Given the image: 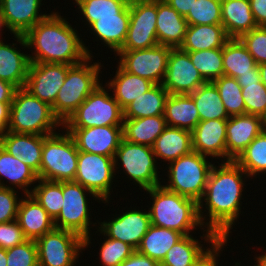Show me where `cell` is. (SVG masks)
<instances>
[{"mask_svg": "<svg viewBox=\"0 0 266 266\" xmlns=\"http://www.w3.org/2000/svg\"><path fill=\"white\" fill-rule=\"evenodd\" d=\"M2 28H3V29H2ZM4 28H6L5 31H6V30L9 31V30H8V27H7V25H6V22H5L4 16H3L2 12H1V9H0V37L3 36L2 31L4 30ZM1 39H3V37H1L0 40H1Z\"/></svg>", "mask_w": 266, "mask_h": 266, "instance_id": "6125c7cd", "label": "cell"}, {"mask_svg": "<svg viewBox=\"0 0 266 266\" xmlns=\"http://www.w3.org/2000/svg\"><path fill=\"white\" fill-rule=\"evenodd\" d=\"M93 58L95 57L89 56L83 62L68 68L66 79L51 106L62 124L102 83L100 80L103 76L100 75L104 65L99 60L92 64Z\"/></svg>", "mask_w": 266, "mask_h": 266, "instance_id": "277c9868", "label": "cell"}, {"mask_svg": "<svg viewBox=\"0 0 266 266\" xmlns=\"http://www.w3.org/2000/svg\"><path fill=\"white\" fill-rule=\"evenodd\" d=\"M97 231L95 234L99 232V235L104 236L103 243L101 242L99 248V262L101 266H119L124 260L130 257L136 249L129 245L128 243L122 242L120 240H116L113 238H108L99 228L98 225L95 228Z\"/></svg>", "mask_w": 266, "mask_h": 266, "instance_id": "ee69618b", "label": "cell"}, {"mask_svg": "<svg viewBox=\"0 0 266 266\" xmlns=\"http://www.w3.org/2000/svg\"><path fill=\"white\" fill-rule=\"evenodd\" d=\"M115 76L105 82L112 95L124 110L128 104L146 93L155 84L146 78L125 71L119 64Z\"/></svg>", "mask_w": 266, "mask_h": 266, "instance_id": "4dcf8cb0", "label": "cell"}, {"mask_svg": "<svg viewBox=\"0 0 266 266\" xmlns=\"http://www.w3.org/2000/svg\"><path fill=\"white\" fill-rule=\"evenodd\" d=\"M219 91V95L229 117L246 114L241 86L237 79L221 76L212 81Z\"/></svg>", "mask_w": 266, "mask_h": 266, "instance_id": "b9f144b4", "label": "cell"}, {"mask_svg": "<svg viewBox=\"0 0 266 266\" xmlns=\"http://www.w3.org/2000/svg\"><path fill=\"white\" fill-rule=\"evenodd\" d=\"M27 240L16 220L0 223V248L7 250Z\"/></svg>", "mask_w": 266, "mask_h": 266, "instance_id": "f907efd6", "label": "cell"}, {"mask_svg": "<svg viewBox=\"0 0 266 266\" xmlns=\"http://www.w3.org/2000/svg\"><path fill=\"white\" fill-rule=\"evenodd\" d=\"M226 126L227 119L200 121L192 131V150L226 162Z\"/></svg>", "mask_w": 266, "mask_h": 266, "instance_id": "44dd1931", "label": "cell"}, {"mask_svg": "<svg viewBox=\"0 0 266 266\" xmlns=\"http://www.w3.org/2000/svg\"><path fill=\"white\" fill-rule=\"evenodd\" d=\"M235 162L249 175H266V130L264 129L239 155ZM258 175V176H257Z\"/></svg>", "mask_w": 266, "mask_h": 266, "instance_id": "ab89813d", "label": "cell"}, {"mask_svg": "<svg viewBox=\"0 0 266 266\" xmlns=\"http://www.w3.org/2000/svg\"><path fill=\"white\" fill-rule=\"evenodd\" d=\"M264 251L263 252L260 251L261 255L260 254H258L257 256L255 255V257L253 258L254 261H256L259 264V266H266V248Z\"/></svg>", "mask_w": 266, "mask_h": 266, "instance_id": "91938a15", "label": "cell"}, {"mask_svg": "<svg viewBox=\"0 0 266 266\" xmlns=\"http://www.w3.org/2000/svg\"><path fill=\"white\" fill-rule=\"evenodd\" d=\"M229 39L222 24L188 25L179 48L183 51L223 48Z\"/></svg>", "mask_w": 266, "mask_h": 266, "instance_id": "d6a6232c", "label": "cell"}, {"mask_svg": "<svg viewBox=\"0 0 266 266\" xmlns=\"http://www.w3.org/2000/svg\"><path fill=\"white\" fill-rule=\"evenodd\" d=\"M172 8H174L181 16L186 17L194 0H165Z\"/></svg>", "mask_w": 266, "mask_h": 266, "instance_id": "11a10c76", "label": "cell"}, {"mask_svg": "<svg viewBox=\"0 0 266 266\" xmlns=\"http://www.w3.org/2000/svg\"><path fill=\"white\" fill-rule=\"evenodd\" d=\"M237 81L238 84L259 83L261 79H260V71L258 66L255 69H253V74L240 75L237 78Z\"/></svg>", "mask_w": 266, "mask_h": 266, "instance_id": "680465c9", "label": "cell"}, {"mask_svg": "<svg viewBox=\"0 0 266 266\" xmlns=\"http://www.w3.org/2000/svg\"><path fill=\"white\" fill-rule=\"evenodd\" d=\"M259 71H260V79L263 85L266 88V63L259 64L258 65Z\"/></svg>", "mask_w": 266, "mask_h": 266, "instance_id": "94428289", "label": "cell"}, {"mask_svg": "<svg viewBox=\"0 0 266 266\" xmlns=\"http://www.w3.org/2000/svg\"><path fill=\"white\" fill-rule=\"evenodd\" d=\"M6 255L7 266H39L35 240H27L7 249Z\"/></svg>", "mask_w": 266, "mask_h": 266, "instance_id": "7dc6e473", "label": "cell"}, {"mask_svg": "<svg viewBox=\"0 0 266 266\" xmlns=\"http://www.w3.org/2000/svg\"><path fill=\"white\" fill-rule=\"evenodd\" d=\"M157 162L161 160L163 165L175 161L192 150V132L178 127L167 126L157 137L153 146ZM163 160V161H162Z\"/></svg>", "mask_w": 266, "mask_h": 266, "instance_id": "f1b7e54d", "label": "cell"}, {"mask_svg": "<svg viewBox=\"0 0 266 266\" xmlns=\"http://www.w3.org/2000/svg\"><path fill=\"white\" fill-rule=\"evenodd\" d=\"M168 96L169 93L162 84H155L146 93L128 104L123 110L124 119L164 115Z\"/></svg>", "mask_w": 266, "mask_h": 266, "instance_id": "8d00e7d4", "label": "cell"}, {"mask_svg": "<svg viewBox=\"0 0 266 266\" xmlns=\"http://www.w3.org/2000/svg\"><path fill=\"white\" fill-rule=\"evenodd\" d=\"M17 193L15 189L0 187V223L16 220L21 197H23Z\"/></svg>", "mask_w": 266, "mask_h": 266, "instance_id": "681fc988", "label": "cell"}, {"mask_svg": "<svg viewBox=\"0 0 266 266\" xmlns=\"http://www.w3.org/2000/svg\"><path fill=\"white\" fill-rule=\"evenodd\" d=\"M230 238H218L194 263L193 266H218L219 257ZM225 246V247H224Z\"/></svg>", "mask_w": 266, "mask_h": 266, "instance_id": "816d5d0a", "label": "cell"}, {"mask_svg": "<svg viewBox=\"0 0 266 266\" xmlns=\"http://www.w3.org/2000/svg\"><path fill=\"white\" fill-rule=\"evenodd\" d=\"M224 75L237 79L240 75L253 74L256 64L253 56L239 38H230L222 48Z\"/></svg>", "mask_w": 266, "mask_h": 266, "instance_id": "d590c367", "label": "cell"}, {"mask_svg": "<svg viewBox=\"0 0 266 266\" xmlns=\"http://www.w3.org/2000/svg\"><path fill=\"white\" fill-rule=\"evenodd\" d=\"M67 20L60 12L52 11L24 35L32 51L30 62L75 65L93 56L85 38Z\"/></svg>", "mask_w": 266, "mask_h": 266, "instance_id": "7a4b0ae2", "label": "cell"}, {"mask_svg": "<svg viewBox=\"0 0 266 266\" xmlns=\"http://www.w3.org/2000/svg\"><path fill=\"white\" fill-rule=\"evenodd\" d=\"M208 159L210 160L208 156L196 151L179 157L166 165V172L162 170L165 173L162 175H166L168 181H164V177L161 185L170 191L198 202L204 194L210 170L216 163Z\"/></svg>", "mask_w": 266, "mask_h": 266, "instance_id": "8992f818", "label": "cell"}, {"mask_svg": "<svg viewBox=\"0 0 266 266\" xmlns=\"http://www.w3.org/2000/svg\"><path fill=\"white\" fill-rule=\"evenodd\" d=\"M123 121V109L102 82L62 124V128L122 126Z\"/></svg>", "mask_w": 266, "mask_h": 266, "instance_id": "30bf717a", "label": "cell"}, {"mask_svg": "<svg viewBox=\"0 0 266 266\" xmlns=\"http://www.w3.org/2000/svg\"><path fill=\"white\" fill-rule=\"evenodd\" d=\"M254 263L255 264H253V266H259V264L257 263V262H255L254 261ZM242 264H241V261L240 262H235V265H233V266H241ZM243 266V265H242ZM245 266V265H244ZM250 266H252V265H250Z\"/></svg>", "mask_w": 266, "mask_h": 266, "instance_id": "03108f58", "label": "cell"}, {"mask_svg": "<svg viewBox=\"0 0 266 266\" xmlns=\"http://www.w3.org/2000/svg\"><path fill=\"white\" fill-rule=\"evenodd\" d=\"M264 129L261 116L242 114L229 117L226 126V162L235 161Z\"/></svg>", "mask_w": 266, "mask_h": 266, "instance_id": "d6986e66", "label": "cell"}, {"mask_svg": "<svg viewBox=\"0 0 266 266\" xmlns=\"http://www.w3.org/2000/svg\"><path fill=\"white\" fill-rule=\"evenodd\" d=\"M188 23L165 0H157L156 31L158 44L178 48L182 44Z\"/></svg>", "mask_w": 266, "mask_h": 266, "instance_id": "83f0119b", "label": "cell"}, {"mask_svg": "<svg viewBox=\"0 0 266 266\" xmlns=\"http://www.w3.org/2000/svg\"><path fill=\"white\" fill-rule=\"evenodd\" d=\"M264 127H265V130H266V117L264 118Z\"/></svg>", "mask_w": 266, "mask_h": 266, "instance_id": "003e7915", "label": "cell"}, {"mask_svg": "<svg viewBox=\"0 0 266 266\" xmlns=\"http://www.w3.org/2000/svg\"><path fill=\"white\" fill-rule=\"evenodd\" d=\"M43 0H0V9L9 33L25 35L49 14L41 12ZM43 3V4H42Z\"/></svg>", "mask_w": 266, "mask_h": 266, "instance_id": "7402d4cb", "label": "cell"}, {"mask_svg": "<svg viewBox=\"0 0 266 266\" xmlns=\"http://www.w3.org/2000/svg\"><path fill=\"white\" fill-rule=\"evenodd\" d=\"M73 137L78 151L115 157L123 138L122 126L62 128Z\"/></svg>", "mask_w": 266, "mask_h": 266, "instance_id": "ac0fdd59", "label": "cell"}, {"mask_svg": "<svg viewBox=\"0 0 266 266\" xmlns=\"http://www.w3.org/2000/svg\"><path fill=\"white\" fill-rule=\"evenodd\" d=\"M257 65L266 63V26H258L240 38Z\"/></svg>", "mask_w": 266, "mask_h": 266, "instance_id": "c3c4849f", "label": "cell"}, {"mask_svg": "<svg viewBox=\"0 0 266 266\" xmlns=\"http://www.w3.org/2000/svg\"><path fill=\"white\" fill-rule=\"evenodd\" d=\"M114 166L115 173L119 174V171L123 170L122 173L127 176L126 178L133 181L132 184L139 186L141 192L142 189L147 190L162 183L160 180L163 178L159 174L161 171L158 170L162 167L158 164L150 146L132 143L122 138L116 150Z\"/></svg>", "mask_w": 266, "mask_h": 266, "instance_id": "ba28073f", "label": "cell"}, {"mask_svg": "<svg viewBox=\"0 0 266 266\" xmlns=\"http://www.w3.org/2000/svg\"><path fill=\"white\" fill-rule=\"evenodd\" d=\"M200 239L193 234L184 236L166 253L161 266H193V263L219 238L214 232L204 229ZM203 238V239H202ZM207 245L204 246L205 244ZM209 243V244H208Z\"/></svg>", "mask_w": 266, "mask_h": 266, "instance_id": "484cf974", "label": "cell"}, {"mask_svg": "<svg viewBox=\"0 0 266 266\" xmlns=\"http://www.w3.org/2000/svg\"><path fill=\"white\" fill-rule=\"evenodd\" d=\"M257 26H266V0H249Z\"/></svg>", "mask_w": 266, "mask_h": 266, "instance_id": "db71d44e", "label": "cell"}, {"mask_svg": "<svg viewBox=\"0 0 266 266\" xmlns=\"http://www.w3.org/2000/svg\"><path fill=\"white\" fill-rule=\"evenodd\" d=\"M183 237L184 235L182 233L175 230L151 224L136 250L160 264L166 256V253Z\"/></svg>", "mask_w": 266, "mask_h": 266, "instance_id": "e575fe53", "label": "cell"}, {"mask_svg": "<svg viewBox=\"0 0 266 266\" xmlns=\"http://www.w3.org/2000/svg\"><path fill=\"white\" fill-rule=\"evenodd\" d=\"M185 19L188 25L222 24L221 2L217 0H194Z\"/></svg>", "mask_w": 266, "mask_h": 266, "instance_id": "f6af8a7d", "label": "cell"}, {"mask_svg": "<svg viewBox=\"0 0 266 266\" xmlns=\"http://www.w3.org/2000/svg\"><path fill=\"white\" fill-rule=\"evenodd\" d=\"M0 266H7L6 250L3 248H0Z\"/></svg>", "mask_w": 266, "mask_h": 266, "instance_id": "be15d7a7", "label": "cell"}, {"mask_svg": "<svg viewBox=\"0 0 266 266\" xmlns=\"http://www.w3.org/2000/svg\"><path fill=\"white\" fill-rule=\"evenodd\" d=\"M37 183L34 185L31 195L55 219L63 206V181L54 182L38 179Z\"/></svg>", "mask_w": 266, "mask_h": 266, "instance_id": "60d3db41", "label": "cell"}, {"mask_svg": "<svg viewBox=\"0 0 266 266\" xmlns=\"http://www.w3.org/2000/svg\"><path fill=\"white\" fill-rule=\"evenodd\" d=\"M39 266H76L84 239L78 234L54 228L35 240Z\"/></svg>", "mask_w": 266, "mask_h": 266, "instance_id": "7c38bea8", "label": "cell"}, {"mask_svg": "<svg viewBox=\"0 0 266 266\" xmlns=\"http://www.w3.org/2000/svg\"><path fill=\"white\" fill-rule=\"evenodd\" d=\"M164 117L167 126L191 132L200 122L196 104L189 94H169L165 102Z\"/></svg>", "mask_w": 266, "mask_h": 266, "instance_id": "1f68e13d", "label": "cell"}, {"mask_svg": "<svg viewBox=\"0 0 266 266\" xmlns=\"http://www.w3.org/2000/svg\"><path fill=\"white\" fill-rule=\"evenodd\" d=\"M222 25L229 38H240L258 27L249 0H225L221 2Z\"/></svg>", "mask_w": 266, "mask_h": 266, "instance_id": "f546056e", "label": "cell"}, {"mask_svg": "<svg viewBox=\"0 0 266 266\" xmlns=\"http://www.w3.org/2000/svg\"><path fill=\"white\" fill-rule=\"evenodd\" d=\"M38 179L37 173L32 168L0 146V187L17 189V191L19 189L23 192L22 194L28 195L32 193Z\"/></svg>", "mask_w": 266, "mask_h": 266, "instance_id": "d4e9b609", "label": "cell"}, {"mask_svg": "<svg viewBox=\"0 0 266 266\" xmlns=\"http://www.w3.org/2000/svg\"><path fill=\"white\" fill-rule=\"evenodd\" d=\"M117 175L114 158L94 153L78 151L77 173L74 181L97 195L106 206L114 200L112 185ZM115 178V179H114ZM112 190V191H111ZM111 198V199H110Z\"/></svg>", "mask_w": 266, "mask_h": 266, "instance_id": "8fae6325", "label": "cell"}, {"mask_svg": "<svg viewBox=\"0 0 266 266\" xmlns=\"http://www.w3.org/2000/svg\"><path fill=\"white\" fill-rule=\"evenodd\" d=\"M62 123L52 107L33 96L25 88L16 89L10 105V122L7 131L21 134L51 135Z\"/></svg>", "mask_w": 266, "mask_h": 266, "instance_id": "5b68a950", "label": "cell"}, {"mask_svg": "<svg viewBox=\"0 0 266 266\" xmlns=\"http://www.w3.org/2000/svg\"><path fill=\"white\" fill-rule=\"evenodd\" d=\"M167 123L164 115L124 119L123 139L152 147L157 137L165 130Z\"/></svg>", "mask_w": 266, "mask_h": 266, "instance_id": "836d02e7", "label": "cell"}, {"mask_svg": "<svg viewBox=\"0 0 266 266\" xmlns=\"http://www.w3.org/2000/svg\"><path fill=\"white\" fill-rule=\"evenodd\" d=\"M207 81L191 62L189 53L171 48L162 86L169 94H190Z\"/></svg>", "mask_w": 266, "mask_h": 266, "instance_id": "2e32d148", "label": "cell"}, {"mask_svg": "<svg viewBox=\"0 0 266 266\" xmlns=\"http://www.w3.org/2000/svg\"><path fill=\"white\" fill-rule=\"evenodd\" d=\"M157 0H130V22L120 50L148 49L158 45Z\"/></svg>", "mask_w": 266, "mask_h": 266, "instance_id": "5bb4252c", "label": "cell"}, {"mask_svg": "<svg viewBox=\"0 0 266 266\" xmlns=\"http://www.w3.org/2000/svg\"><path fill=\"white\" fill-rule=\"evenodd\" d=\"M216 162L218 166H212L198 201L199 217L203 226L219 238H231L233 226L242 213L241 200L248 185L245 182L250 178L235 161Z\"/></svg>", "mask_w": 266, "mask_h": 266, "instance_id": "6da1fadb", "label": "cell"}, {"mask_svg": "<svg viewBox=\"0 0 266 266\" xmlns=\"http://www.w3.org/2000/svg\"><path fill=\"white\" fill-rule=\"evenodd\" d=\"M71 65L31 62L25 89L33 96L52 106Z\"/></svg>", "mask_w": 266, "mask_h": 266, "instance_id": "e0dca14e", "label": "cell"}, {"mask_svg": "<svg viewBox=\"0 0 266 266\" xmlns=\"http://www.w3.org/2000/svg\"><path fill=\"white\" fill-rule=\"evenodd\" d=\"M16 87L0 79V102H12Z\"/></svg>", "mask_w": 266, "mask_h": 266, "instance_id": "9f6ffc18", "label": "cell"}, {"mask_svg": "<svg viewBox=\"0 0 266 266\" xmlns=\"http://www.w3.org/2000/svg\"><path fill=\"white\" fill-rule=\"evenodd\" d=\"M58 132L44 138L40 179L54 182L74 181L77 173L78 149L69 132ZM65 132V133H64Z\"/></svg>", "mask_w": 266, "mask_h": 266, "instance_id": "9c48e42d", "label": "cell"}, {"mask_svg": "<svg viewBox=\"0 0 266 266\" xmlns=\"http://www.w3.org/2000/svg\"><path fill=\"white\" fill-rule=\"evenodd\" d=\"M160 264L146 255L139 253L137 250L119 266H159Z\"/></svg>", "mask_w": 266, "mask_h": 266, "instance_id": "f5cc1de1", "label": "cell"}, {"mask_svg": "<svg viewBox=\"0 0 266 266\" xmlns=\"http://www.w3.org/2000/svg\"><path fill=\"white\" fill-rule=\"evenodd\" d=\"M72 3L78 6L76 13L83 16L80 20L84 26L89 27L97 18L117 17L129 6L130 0H74Z\"/></svg>", "mask_w": 266, "mask_h": 266, "instance_id": "f35d334b", "label": "cell"}, {"mask_svg": "<svg viewBox=\"0 0 266 266\" xmlns=\"http://www.w3.org/2000/svg\"><path fill=\"white\" fill-rule=\"evenodd\" d=\"M130 22V3L129 6L117 17L97 18L89 27L86 26L95 41L110 49L115 54L123 47L127 37Z\"/></svg>", "mask_w": 266, "mask_h": 266, "instance_id": "4316f807", "label": "cell"}, {"mask_svg": "<svg viewBox=\"0 0 266 266\" xmlns=\"http://www.w3.org/2000/svg\"><path fill=\"white\" fill-rule=\"evenodd\" d=\"M196 104L200 121L228 119L219 91L215 84L208 81L189 94Z\"/></svg>", "mask_w": 266, "mask_h": 266, "instance_id": "74e56055", "label": "cell"}, {"mask_svg": "<svg viewBox=\"0 0 266 266\" xmlns=\"http://www.w3.org/2000/svg\"><path fill=\"white\" fill-rule=\"evenodd\" d=\"M89 194V195H88ZM97 201L102 200L92 191L83 187L75 181H63V206L54 219V226L58 229L74 232L84 239V251L92 244L94 235L91 232L92 227H96L97 223L91 221L90 199ZM93 225V226H92ZM91 226V227H90Z\"/></svg>", "mask_w": 266, "mask_h": 266, "instance_id": "52a82bcc", "label": "cell"}, {"mask_svg": "<svg viewBox=\"0 0 266 266\" xmlns=\"http://www.w3.org/2000/svg\"><path fill=\"white\" fill-rule=\"evenodd\" d=\"M16 221L28 240H37L55 228L54 219L31 194L22 197Z\"/></svg>", "mask_w": 266, "mask_h": 266, "instance_id": "cb8c5ba5", "label": "cell"}, {"mask_svg": "<svg viewBox=\"0 0 266 266\" xmlns=\"http://www.w3.org/2000/svg\"><path fill=\"white\" fill-rule=\"evenodd\" d=\"M189 53L191 62L208 82L224 75L222 48L186 51Z\"/></svg>", "mask_w": 266, "mask_h": 266, "instance_id": "7bdbcfd3", "label": "cell"}, {"mask_svg": "<svg viewBox=\"0 0 266 266\" xmlns=\"http://www.w3.org/2000/svg\"><path fill=\"white\" fill-rule=\"evenodd\" d=\"M144 192L151 197V206L146 207L152 225L175 230L184 236L193 234L194 229H205L199 217L196 200L170 191L161 184Z\"/></svg>", "mask_w": 266, "mask_h": 266, "instance_id": "3957f363", "label": "cell"}, {"mask_svg": "<svg viewBox=\"0 0 266 266\" xmlns=\"http://www.w3.org/2000/svg\"><path fill=\"white\" fill-rule=\"evenodd\" d=\"M14 37L16 43L12 42V44L5 43L6 40H0V79L18 89L25 87L31 62L28 52L24 53L17 47L18 43L24 50L28 49L24 35L14 34Z\"/></svg>", "mask_w": 266, "mask_h": 266, "instance_id": "ffe728a7", "label": "cell"}, {"mask_svg": "<svg viewBox=\"0 0 266 266\" xmlns=\"http://www.w3.org/2000/svg\"><path fill=\"white\" fill-rule=\"evenodd\" d=\"M46 136L6 131L0 140V146L14 157H19L37 173L40 179L42 149Z\"/></svg>", "mask_w": 266, "mask_h": 266, "instance_id": "603a6c76", "label": "cell"}, {"mask_svg": "<svg viewBox=\"0 0 266 266\" xmlns=\"http://www.w3.org/2000/svg\"><path fill=\"white\" fill-rule=\"evenodd\" d=\"M7 130L0 124V140Z\"/></svg>", "mask_w": 266, "mask_h": 266, "instance_id": "e7e4bbea", "label": "cell"}, {"mask_svg": "<svg viewBox=\"0 0 266 266\" xmlns=\"http://www.w3.org/2000/svg\"><path fill=\"white\" fill-rule=\"evenodd\" d=\"M135 207L132 209L131 205L125 212L119 210L120 214H111V220H97L98 228L108 238L128 243L137 249L151 225V220L149 210L143 209L142 206L140 210Z\"/></svg>", "mask_w": 266, "mask_h": 266, "instance_id": "9a60e30c", "label": "cell"}, {"mask_svg": "<svg viewBox=\"0 0 266 266\" xmlns=\"http://www.w3.org/2000/svg\"><path fill=\"white\" fill-rule=\"evenodd\" d=\"M172 47L160 45L148 49L119 50L118 64L127 72L146 78L154 84H162L170 50Z\"/></svg>", "mask_w": 266, "mask_h": 266, "instance_id": "4fadbf2b", "label": "cell"}, {"mask_svg": "<svg viewBox=\"0 0 266 266\" xmlns=\"http://www.w3.org/2000/svg\"><path fill=\"white\" fill-rule=\"evenodd\" d=\"M242 90L246 114L266 117V88L263 83L239 84Z\"/></svg>", "mask_w": 266, "mask_h": 266, "instance_id": "bcb514c9", "label": "cell"}, {"mask_svg": "<svg viewBox=\"0 0 266 266\" xmlns=\"http://www.w3.org/2000/svg\"><path fill=\"white\" fill-rule=\"evenodd\" d=\"M12 102H0V124L7 130L10 122V105Z\"/></svg>", "mask_w": 266, "mask_h": 266, "instance_id": "6f0895ef", "label": "cell"}]
</instances>
